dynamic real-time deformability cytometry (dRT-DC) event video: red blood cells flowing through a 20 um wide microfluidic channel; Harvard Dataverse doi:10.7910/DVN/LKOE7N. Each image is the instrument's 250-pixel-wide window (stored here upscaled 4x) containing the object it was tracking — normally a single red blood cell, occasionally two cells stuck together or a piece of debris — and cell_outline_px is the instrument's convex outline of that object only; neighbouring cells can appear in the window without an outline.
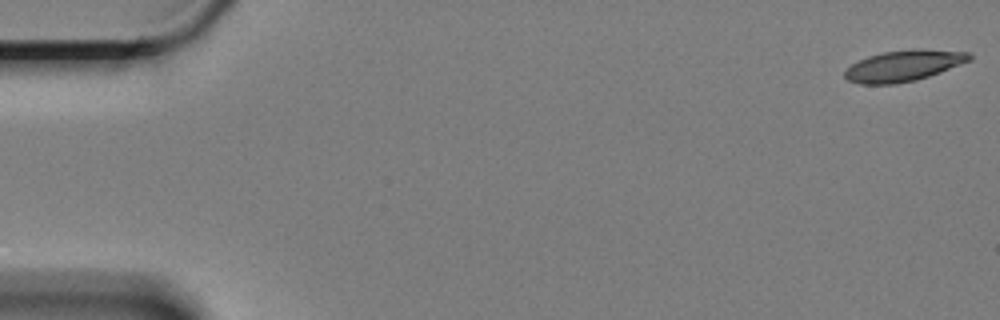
{"species": "Egyptian fruit bat (a non-hibernating species)", "species_latin": "Rousettus aegyptiacus", "temperature_condition": "cold", "stored_images_in_passage": 49, "camera_frame_rate_fps": 3000, "um_per_image_px": 0.085, "animal": {"sex": "female"}, "frame": {"image": 1, "passage_image": 1, "time_ms": 0.0, "image_size_px": [1000, 320], "cell_outline_px": [[972, 60], [940, 72], [916, 80], [896, 84], [860, 84], [848, 80], [844, 76], [844, 72], [852, 64], [868, 56], [884, 52], [912, 48], [968, 52], [972, 56]], "centroid_in_image_um": [76.82, 5.58], "position_along_channel_um": 8.2, "area_um2": 22.48}}
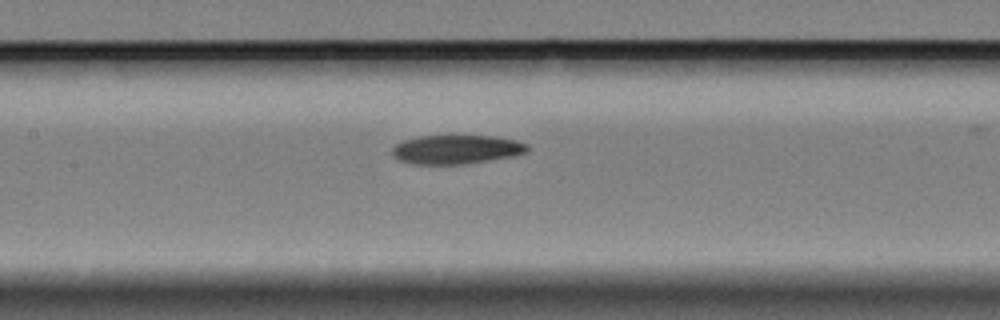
{"frame": {"image": 2, "passage_image": 28, "time_ms": 9.0, "image_size_px": [1000, 320], "cell_outline_px": [[528, 152], [512, 156], [464, 164], [412, 164], [400, 160], [392, 156], [392, 148], [396, 144], [404, 140], [420, 136], [496, 136], [516, 140], [528, 144]], "centroid_in_image_um": [38.79, 12.7], "position_along_channel_um": 168.6, "area_um2": 22.77}}
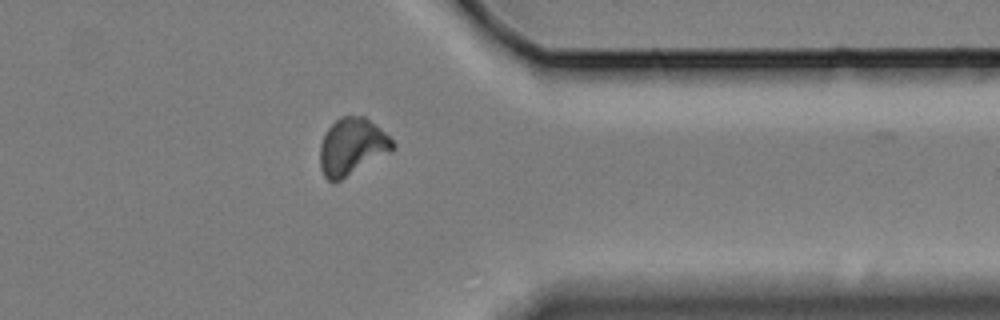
{"frame": {"image": 3, "passage_image": 48, "time_ms": 15.667, "image_size_px": [1000, 320], "cell_outline_px": [[396, 148], [392, 152], [340, 180], [328, 180], [324, 176], [320, 168], [320, 144], [328, 128], [340, 116], [364, 116], [380, 128], [396, 144]], "centroid_in_image_um": [29.94, 12.46], "position_along_channel_um": 381.5, "area_um2": 24.04}}